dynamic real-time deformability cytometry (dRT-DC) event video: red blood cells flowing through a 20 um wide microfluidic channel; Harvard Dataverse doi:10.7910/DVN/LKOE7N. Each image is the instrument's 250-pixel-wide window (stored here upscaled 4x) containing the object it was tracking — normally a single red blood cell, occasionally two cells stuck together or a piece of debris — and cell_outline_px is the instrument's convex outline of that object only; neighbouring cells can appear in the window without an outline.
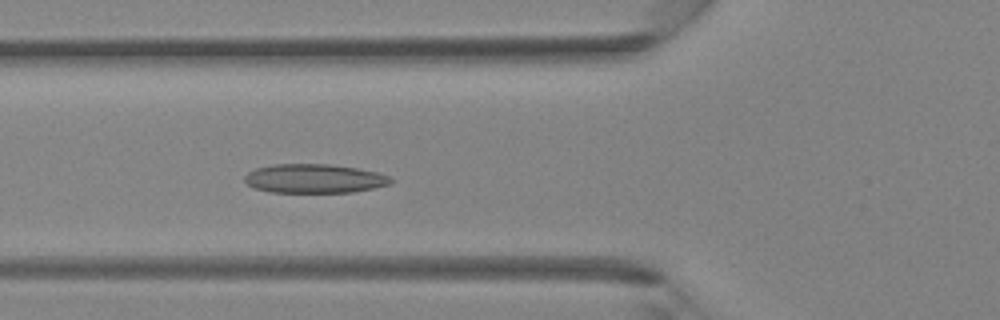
{"species": "Egyptian fruit bat (a non-hibernating species)", "species_latin": "Rousettus aegyptiacus", "temperature_condition": "room temperature", "stored_images_in_passage": 37, "camera_frame_rate_fps": 3000, "um_per_image_px": 0.085, "animal": {"sex": "female"}, "frame": {"image": 1, "passage_image": 11, "time_ms": 3.333, "image_size_px": [1000, 320], "cell_outline_px": [[392, 180], [388, 184], [372, 188], [352, 192], [272, 192], [256, 188], [248, 184], [244, 180], [244, 176], [248, 172], [256, 168], [272, 164], [328, 164], [356, 168], [376, 172], [392, 176]], "centroid_in_image_um": [26.7, 15.17], "position_along_channel_um": 99.1, "area_um2": 24.51}}
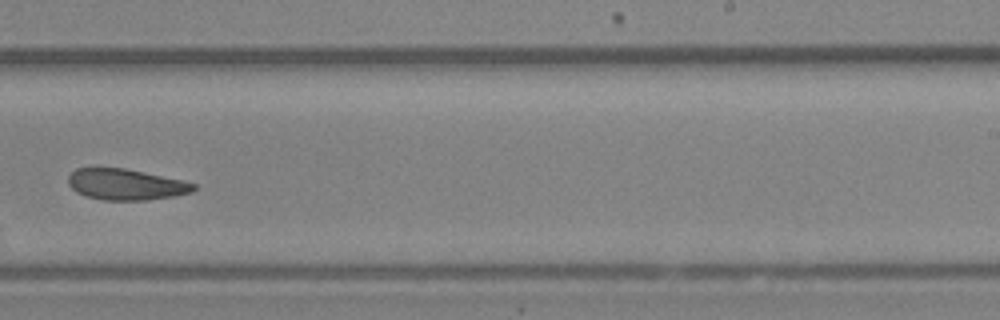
{"frame": {"image": 2, "passage_image": 22, "time_ms": 7.0, "image_size_px": [1000, 320], "cell_outline_px": [[196, 188], [192, 192], [172, 196], [148, 200], [104, 200], [88, 196], [76, 192], [68, 184], [68, 176], [76, 168], [124, 168], [184, 180], [196, 184]], "centroid_in_image_um": [10.71, 15.67], "position_along_channel_um": 278.3, "area_um2": 22.6}}
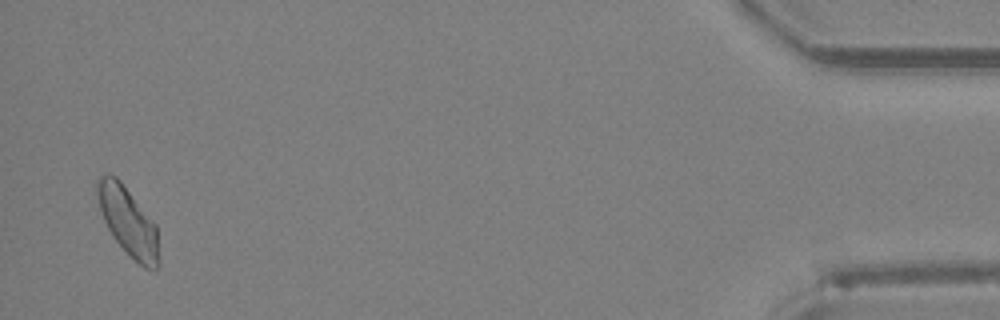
{"frame": {"image": 3, "passage_image": 36, "time_ms": 11.667, "image_size_px": [1000, 320], "cell_outline_px": [[160, 264], [156, 268], [144, 268], [112, 236], [104, 220], [100, 208], [96, 192], [96, 180], [100, 176], [108, 172], [116, 176], [120, 180], [156, 224], [160, 260]], "centroid_in_image_um": [10.89, 18.78], "position_along_channel_um": 424.3, "area_um2": 24.39}}